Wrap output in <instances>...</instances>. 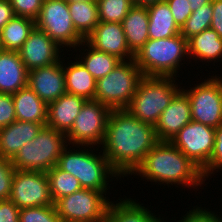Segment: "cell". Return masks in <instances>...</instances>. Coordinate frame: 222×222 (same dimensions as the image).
<instances>
[{
  "label": "cell",
  "mask_w": 222,
  "mask_h": 222,
  "mask_svg": "<svg viewBox=\"0 0 222 222\" xmlns=\"http://www.w3.org/2000/svg\"><path fill=\"white\" fill-rule=\"evenodd\" d=\"M158 142L154 125L135 118L127 109H112L101 150L124 179L132 176Z\"/></svg>",
  "instance_id": "obj_1"
},
{
  "label": "cell",
  "mask_w": 222,
  "mask_h": 222,
  "mask_svg": "<svg viewBox=\"0 0 222 222\" xmlns=\"http://www.w3.org/2000/svg\"><path fill=\"white\" fill-rule=\"evenodd\" d=\"M132 175L168 188L177 185L200 190L203 184L201 189H206L202 170L170 141H159Z\"/></svg>",
  "instance_id": "obj_2"
},
{
  "label": "cell",
  "mask_w": 222,
  "mask_h": 222,
  "mask_svg": "<svg viewBox=\"0 0 222 222\" xmlns=\"http://www.w3.org/2000/svg\"><path fill=\"white\" fill-rule=\"evenodd\" d=\"M56 166L76 177L82 188L101 191L106 195L111 194L108 190H111L112 184L109 183L121 179L99 147L68 145Z\"/></svg>",
  "instance_id": "obj_3"
},
{
  "label": "cell",
  "mask_w": 222,
  "mask_h": 222,
  "mask_svg": "<svg viewBox=\"0 0 222 222\" xmlns=\"http://www.w3.org/2000/svg\"><path fill=\"white\" fill-rule=\"evenodd\" d=\"M188 59L187 40L181 34L164 39H149L134 55L135 63L144 76L179 78L184 63H191Z\"/></svg>",
  "instance_id": "obj_4"
},
{
  "label": "cell",
  "mask_w": 222,
  "mask_h": 222,
  "mask_svg": "<svg viewBox=\"0 0 222 222\" xmlns=\"http://www.w3.org/2000/svg\"><path fill=\"white\" fill-rule=\"evenodd\" d=\"M176 80L180 83L177 77L144 76L126 109L135 118L155 126L162 112L182 89Z\"/></svg>",
  "instance_id": "obj_5"
},
{
  "label": "cell",
  "mask_w": 222,
  "mask_h": 222,
  "mask_svg": "<svg viewBox=\"0 0 222 222\" xmlns=\"http://www.w3.org/2000/svg\"><path fill=\"white\" fill-rule=\"evenodd\" d=\"M68 146L63 132L44 126L35 139L25 144L11 160L16 170L47 172Z\"/></svg>",
  "instance_id": "obj_6"
},
{
  "label": "cell",
  "mask_w": 222,
  "mask_h": 222,
  "mask_svg": "<svg viewBox=\"0 0 222 222\" xmlns=\"http://www.w3.org/2000/svg\"><path fill=\"white\" fill-rule=\"evenodd\" d=\"M143 77L134 59L120 61L109 74L97 80L94 100L111 109H126Z\"/></svg>",
  "instance_id": "obj_7"
},
{
  "label": "cell",
  "mask_w": 222,
  "mask_h": 222,
  "mask_svg": "<svg viewBox=\"0 0 222 222\" xmlns=\"http://www.w3.org/2000/svg\"><path fill=\"white\" fill-rule=\"evenodd\" d=\"M101 191L80 189L54 202L62 222H106L111 203Z\"/></svg>",
  "instance_id": "obj_8"
},
{
  "label": "cell",
  "mask_w": 222,
  "mask_h": 222,
  "mask_svg": "<svg viewBox=\"0 0 222 222\" xmlns=\"http://www.w3.org/2000/svg\"><path fill=\"white\" fill-rule=\"evenodd\" d=\"M209 75L190 89L183 86L191 104V118L212 128L222 124V76Z\"/></svg>",
  "instance_id": "obj_9"
},
{
  "label": "cell",
  "mask_w": 222,
  "mask_h": 222,
  "mask_svg": "<svg viewBox=\"0 0 222 222\" xmlns=\"http://www.w3.org/2000/svg\"><path fill=\"white\" fill-rule=\"evenodd\" d=\"M35 25L66 51L85 40L74 28L68 3L64 0H44Z\"/></svg>",
  "instance_id": "obj_10"
},
{
  "label": "cell",
  "mask_w": 222,
  "mask_h": 222,
  "mask_svg": "<svg viewBox=\"0 0 222 222\" xmlns=\"http://www.w3.org/2000/svg\"><path fill=\"white\" fill-rule=\"evenodd\" d=\"M111 110L97 100H86L71 130L66 134L68 145L100 148L104 142Z\"/></svg>",
  "instance_id": "obj_11"
},
{
  "label": "cell",
  "mask_w": 222,
  "mask_h": 222,
  "mask_svg": "<svg viewBox=\"0 0 222 222\" xmlns=\"http://www.w3.org/2000/svg\"><path fill=\"white\" fill-rule=\"evenodd\" d=\"M215 129L192 120L170 142L203 171L214 149Z\"/></svg>",
  "instance_id": "obj_12"
},
{
  "label": "cell",
  "mask_w": 222,
  "mask_h": 222,
  "mask_svg": "<svg viewBox=\"0 0 222 222\" xmlns=\"http://www.w3.org/2000/svg\"><path fill=\"white\" fill-rule=\"evenodd\" d=\"M9 200L19 209L54 205L46 172L16 170Z\"/></svg>",
  "instance_id": "obj_13"
},
{
  "label": "cell",
  "mask_w": 222,
  "mask_h": 222,
  "mask_svg": "<svg viewBox=\"0 0 222 222\" xmlns=\"http://www.w3.org/2000/svg\"><path fill=\"white\" fill-rule=\"evenodd\" d=\"M64 50L44 31L35 27L18 50V53L26 69L29 71L59 62L63 58V55H66V53L64 54Z\"/></svg>",
  "instance_id": "obj_14"
},
{
  "label": "cell",
  "mask_w": 222,
  "mask_h": 222,
  "mask_svg": "<svg viewBox=\"0 0 222 222\" xmlns=\"http://www.w3.org/2000/svg\"><path fill=\"white\" fill-rule=\"evenodd\" d=\"M85 41L94 49L116 56L121 61L134 59L122 23L100 21Z\"/></svg>",
  "instance_id": "obj_15"
},
{
  "label": "cell",
  "mask_w": 222,
  "mask_h": 222,
  "mask_svg": "<svg viewBox=\"0 0 222 222\" xmlns=\"http://www.w3.org/2000/svg\"><path fill=\"white\" fill-rule=\"evenodd\" d=\"M27 85L47 104L66 94L62 59L53 65L29 70Z\"/></svg>",
  "instance_id": "obj_16"
},
{
  "label": "cell",
  "mask_w": 222,
  "mask_h": 222,
  "mask_svg": "<svg viewBox=\"0 0 222 222\" xmlns=\"http://www.w3.org/2000/svg\"><path fill=\"white\" fill-rule=\"evenodd\" d=\"M191 121V104L187 94L181 89L154 126L158 140L171 141Z\"/></svg>",
  "instance_id": "obj_17"
},
{
  "label": "cell",
  "mask_w": 222,
  "mask_h": 222,
  "mask_svg": "<svg viewBox=\"0 0 222 222\" xmlns=\"http://www.w3.org/2000/svg\"><path fill=\"white\" fill-rule=\"evenodd\" d=\"M42 123L16 120L0 129V157L12 160L18 151L35 139L42 130Z\"/></svg>",
  "instance_id": "obj_18"
},
{
  "label": "cell",
  "mask_w": 222,
  "mask_h": 222,
  "mask_svg": "<svg viewBox=\"0 0 222 222\" xmlns=\"http://www.w3.org/2000/svg\"><path fill=\"white\" fill-rule=\"evenodd\" d=\"M85 102L86 99L80 96L68 93L61 95L48 104L46 126L66 135Z\"/></svg>",
  "instance_id": "obj_19"
},
{
  "label": "cell",
  "mask_w": 222,
  "mask_h": 222,
  "mask_svg": "<svg viewBox=\"0 0 222 222\" xmlns=\"http://www.w3.org/2000/svg\"><path fill=\"white\" fill-rule=\"evenodd\" d=\"M28 70L18 51L0 52V93L14 94L27 86Z\"/></svg>",
  "instance_id": "obj_20"
},
{
  "label": "cell",
  "mask_w": 222,
  "mask_h": 222,
  "mask_svg": "<svg viewBox=\"0 0 222 222\" xmlns=\"http://www.w3.org/2000/svg\"><path fill=\"white\" fill-rule=\"evenodd\" d=\"M118 200L120 201L118 202ZM118 200H111L106 222H165V217L159 213H153L148 209L149 207H145L148 205H144L134 198L125 196L124 198L119 197Z\"/></svg>",
  "instance_id": "obj_21"
},
{
  "label": "cell",
  "mask_w": 222,
  "mask_h": 222,
  "mask_svg": "<svg viewBox=\"0 0 222 222\" xmlns=\"http://www.w3.org/2000/svg\"><path fill=\"white\" fill-rule=\"evenodd\" d=\"M187 45L190 61L193 58L192 60H194V63H208L205 66H209L210 63L215 66L214 63L217 62H220L221 64L222 38L218 36V33L215 30L209 28L192 36L187 40Z\"/></svg>",
  "instance_id": "obj_22"
},
{
  "label": "cell",
  "mask_w": 222,
  "mask_h": 222,
  "mask_svg": "<svg viewBox=\"0 0 222 222\" xmlns=\"http://www.w3.org/2000/svg\"><path fill=\"white\" fill-rule=\"evenodd\" d=\"M65 59L63 58L62 61L64 63L66 92L86 100H93L97 81L76 57L73 58L75 61L68 60L67 64Z\"/></svg>",
  "instance_id": "obj_23"
},
{
  "label": "cell",
  "mask_w": 222,
  "mask_h": 222,
  "mask_svg": "<svg viewBox=\"0 0 222 222\" xmlns=\"http://www.w3.org/2000/svg\"><path fill=\"white\" fill-rule=\"evenodd\" d=\"M16 120L42 123L46 126L48 104L27 85L12 94Z\"/></svg>",
  "instance_id": "obj_24"
},
{
  "label": "cell",
  "mask_w": 222,
  "mask_h": 222,
  "mask_svg": "<svg viewBox=\"0 0 222 222\" xmlns=\"http://www.w3.org/2000/svg\"><path fill=\"white\" fill-rule=\"evenodd\" d=\"M128 48L135 53L149 40L148 8L133 6L122 21Z\"/></svg>",
  "instance_id": "obj_25"
},
{
  "label": "cell",
  "mask_w": 222,
  "mask_h": 222,
  "mask_svg": "<svg viewBox=\"0 0 222 222\" xmlns=\"http://www.w3.org/2000/svg\"><path fill=\"white\" fill-rule=\"evenodd\" d=\"M73 50L74 52L79 51L80 54L77 53L75 57L86 67L96 81L109 74L121 61L116 56L94 49L85 40L71 51L73 52Z\"/></svg>",
  "instance_id": "obj_26"
},
{
  "label": "cell",
  "mask_w": 222,
  "mask_h": 222,
  "mask_svg": "<svg viewBox=\"0 0 222 222\" xmlns=\"http://www.w3.org/2000/svg\"><path fill=\"white\" fill-rule=\"evenodd\" d=\"M147 8L149 39H164L180 34V28L175 23L172 12L165 0Z\"/></svg>",
  "instance_id": "obj_27"
},
{
  "label": "cell",
  "mask_w": 222,
  "mask_h": 222,
  "mask_svg": "<svg viewBox=\"0 0 222 222\" xmlns=\"http://www.w3.org/2000/svg\"><path fill=\"white\" fill-rule=\"evenodd\" d=\"M35 27L34 20L15 15L0 31L3 49L18 51Z\"/></svg>",
  "instance_id": "obj_28"
},
{
  "label": "cell",
  "mask_w": 222,
  "mask_h": 222,
  "mask_svg": "<svg viewBox=\"0 0 222 222\" xmlns=\"http://www.w3.org/2000/svg\"><path fill=\"white\" fill-rule=\"evenodd\" d=\"M76 31L85 39L99 24L97 1L68 3Z\"/></svg>",
  "instance_id": "obj_29"
},
{
  "label": "cell",
  "mask_w": 222,
  "mask_h": 222,
  "mask_svg": "<svg viewBox=\"0 0 222 222\" xmlns=\"http://www.w3.org/2000/svg\"><path fill=\"white\" fill-rule=\"evenodd\" d=\"M53 202L82 189L78 179L56 165L46 172Z\"/></svg>",
  "instance_id": "obj_30"
},
{
  "label": "cell",
  "mask_w": 222,
  "mask_h": 222,
  "mask_svg": "<svg viewBox=\"0 0 222 222\" xmlns=\"http://www.w3.org/2000/svg\"><path fill=\"white\" fill-rule=\"evenodd\" d=\"M212 2L202 5L192 12L185 24L180 29V34L188 40L194 35L209 29L212 20Z\"/></svg>",
  "instance_id": "obj_31"
},
{
  "label": "cell",
  "mask_w": 222,
  "mask_h": 222,
  "mask_svg": "<svg viewBox=\"0 0 222 222\" xmlns=\"http://www.w3.org/2000/svg\"><path fill=\"white\" fill-rule=\"evenodd\" d=\"M99 20L122 23L124 17L134 6L131 0H97Z\"/></svg>",
  "instance_id": "obj_32"
},
{
  "label": "cell",
  "mask_w": 222,
  "mask_h": 222,
  "mask_svg": "<svg viewBox=\"0 0 222 222\" xmlns=\"http://www.w3.org/2000/svg\"><path fill=\"white\" fill-rule=\"evenodd\" d=\"M19 222H62L54 205L20 209Z\"/></svg>",
  "instance_id": "obj_33"
},
{
  "label": "cell",
  "mask_w": 222,
  "mask_h": 222,
  "mask_svg": "<svg viewBox=\"0 0 222 222\" xmlns=\"http://www.w3.org/2000/svg\"><path fill=\"white\" fill-rule=\"evenodd\" d=\"M222 170V124L215 129V144L208 166L202 171L204 180ZM212 174V176H211Z\"/></svg>",
  "instance_id": "obj_34"
},
{
  "label": "cell",
  "mask_w": 222,
  "mask_h": 222,
  "mask_svg": "<svg viewBox=\"0 0 222 222\" xmlns=\"http://www.w3.org/2000/svg\"><path fill=\"white\" fill-rule=\"evenodd\" d=\"M15 171L10 159L0 157V201L9 200Z\"/></svg>",
  "instance_id": "obj_35"
},
{
  "label": "cell",
  "mask_w": 222,
  "mask_h": 222,
  "mask_svg": "<svg viewBox=\"0 0 222 222\" xmlns=\"http://www.w3.org/2000/svg\"><path fill=\"white\" fill-rule=\"evenodd\" d=\"M16 16L36 20L44 0H9Z\"/></svg>",
  "instance_id": "obj_36"
},
{
  "label": "cell",
  "mask_w": 222,
  "mask_h": 222,
  "mask_svg": "<svg viewBox=\"0 0 222 222\" xmlns=\"http://www.w3.org/2000/svg\"><path fill=\"white\" fill-rule=\"evenodd\" d=\"M16 121L12 94L0 93V129Z\"/></svg>",
  "instance_id": "obj_37"
},
{
  "label": "cell",
  "mask_w": 222,
  "mask_h": 222,
  "mask_svg": "<svg viewBox=\"0 0 222 222\" xmlns=\"http://www.w3.org/2000/svg\"><path fill=\"white\" fill-rule=\"evenodd\" d=\"M172 12L173 18L177 26L181 27L192 14L190 2L188 0H165Z\"/></svg>",
  "instance_id": "obj_38"
},
{
  "label": "cell",
  "mask_w": 222,
  "mask_h": 222,
  "mask_svg": "<svg viewBox=\"0 0 222 222\" xmlns=\"http://www.w3.org/2000/svg\"><path fill=\"white\" fill-rule=\"evenodd\" d=\"M201 206H194L178 222H217V213Z\"/></svg>",
  "instance_id": "obj_39"
},
{
  "label": "cell",
  "mask_w": 222,
  "mask_h": 222,
  "mask_svg": "<svg viewBox=\"0 0 222 222\" xmlns=\"http://www.w3.org/2000/svg\"><path fill=\"white\" fill-rule=\"evenodd\" d=\"M20 209L11 200L0 201V222H19Z\"/></svg>",
  "instance_id": "obj_40"
},
{
  "label": "cell",
  "mask_w": 222,
  "mask_h": 222,
  "mask_svg": "<svg viewBox=\"0 0 222 222\" xmlns=\"http://www.w3.org/2000/svg\"><path fill=\"white\" fill-rule=\"evenodd\" d=\"M212 20L210 28L218 33V36L222 38V0H212Z\"/></svg>",
  "instance_id": "obj_41"
},
{
  "label": "cell",
  "mask_w": 222,
  "mask_h": 222,
  "mask_svg": "<svg viewBox=\"0 0 222 222\" xmlns=\"http://www.w3.org/2000/svg\"><path fill=\"white\" fill-rule=\"evenodd\" d=\"M15 16L9 0H0V31Z\"/></svg>",
  "instance_id": "obj_42"
},
{
  "label": "cell",
  "mask_w": 222,
  "mask_h": 222,
  "mask_svg": "<svg viewBox=\"0 0 222 222\" xmlns=\"http://www.w3.org/2000/svg\"><path fill=\"white\" fill-rule=\"evenodd\" d=\"M164 0H134L133 5L137 7H148Z\"/></svg>",
  "instance_id": "obj_43"
},
{
  "label": "cell",
  "mask_w": 222,
  "mask_h": 222,
  "mask_svg": "<svg viewBox=\"0 0 222 222\" xmlns=\"http://www.w3.org/2000/svg\"><path fill=\"white\" fill-rule=\"evenodd\" d=\"M188 2H190V7L193 12L196 9L200 8L202 5L212 2V0H188Z\"/></svg>",
  "instance_id": "obj_44"
},
{
  "label": "cell",
  "mask_w": 222,
  "mask_h": 222,
  "mask_svg": "<svg viewBox=\"0 0 222 222\" xmlns=\"http://www.w3.org/2000/svg\"><path fill=\"white\" fill-rule=\"evenodd\" d=\"M66 3H71V2H84V1H97V0H64Z\"/></svg>",
  "instance_id": "obj_45"
},
{
  "label": "cell",
  "mask_w": 222,
  "mask_h": 222,
  "mask_svg": "<svg viewBox=\"0 0 222 222\" xmlns=\"http://www.w3.org/2000/svg\"><path fill=\"white\" fill-rule=\"evenodd\" d=\"M217 212V222H222V216H221V213L218 214V211ZM221 216V217H220Z\"/></svg>",
  "instance_id": "obj_46"
},
{
  "label": "cell",
  "mask_w": 222,
  "mask_h": 222,
  "mask_svg": "<svg viewBox=\"0 0 222 222\" xmlns=\"http://www.w3.org/2000/svg\"><path fill=\"white\" fill-rule=\"evenodd\" d=\"M3 46H2V42H1V33H0V52L3 51Z\"/></svg>",
  "instance_id": "obj_47"
}]
</instances>
